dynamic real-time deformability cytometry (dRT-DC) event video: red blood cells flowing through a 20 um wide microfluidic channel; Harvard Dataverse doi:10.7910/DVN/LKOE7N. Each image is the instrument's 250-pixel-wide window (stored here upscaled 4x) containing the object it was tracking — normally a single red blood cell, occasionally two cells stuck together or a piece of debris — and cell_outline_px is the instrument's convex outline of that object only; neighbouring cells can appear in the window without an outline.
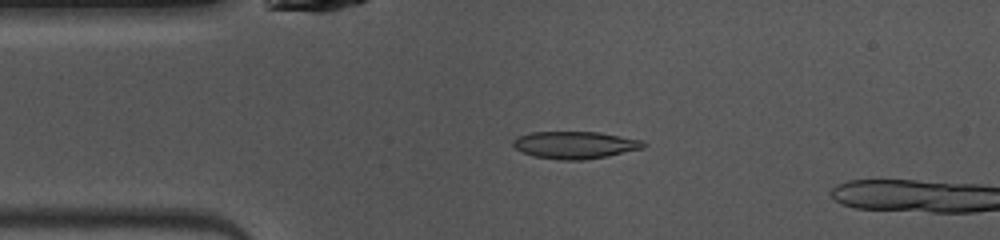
{"species": "common noctule bat (a hibernating species)", "species_latin": "Nyctalus noctula", "temperature_condition": "warm", "stored_images_in_passage": 42, "camera_frame_rate_fps": 3000, "um_per_image_px": 0.085, "animal": {"sex": "female", "body_mass_g": 10.0, "forearm_length_mm": 53.1}, "frame": {"image": 1, "passage_image": 9, "time_ms": 2.667, "image_size_px": [1000, 240], "cell_outline_px": [[644, 148], [608, 156], [584, 160], [560, 160], [532, 156], [516, 148], [512, 144], [512, 140], [516, 136], [532, 132], [600, 132], [644, 140]], "centroid_in_image_um": [48.87, 12.32], "position_along_channel_um": 36.1, "area_um2": 20.87}}
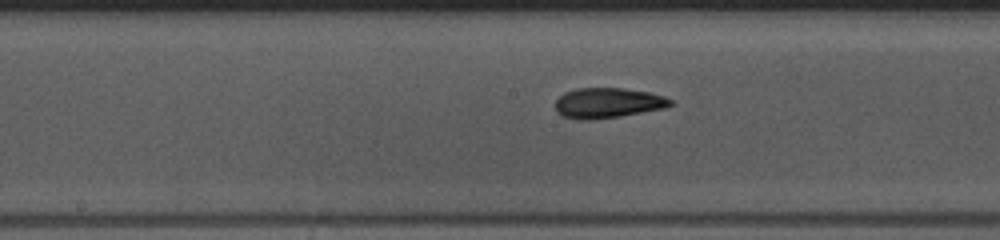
{"frame": {"image": 2, "passage_image": 22, "time_ms": 7.0, "image_size_px": [1000, 240], "cell_outline_px": [[672, 104], [664, 108], [620, 116], [588, 120], [580, 120], [564, 116], [556, 112], [556, 100], [564, 92], [576, 88], [624, 88], [648, 92], [664, 96], [672, 100]], "centroid_in_image_um": [51.64, 8.74], "position_along_channel_um": 196.6, "area_um2": 20.17}}
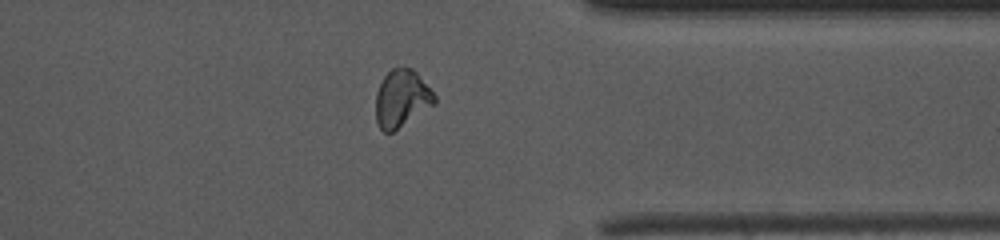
{"frame": {"image": 3, "passage_image": 36, "time_ms": 11.667, "image_size_px": [1000, 240], "cell_outline_px": [[436, 104], [392, 132], [384, 132], [380, 128], [376, 120], [376, 92], [384, 76], [392, 68], [404, 64], [412, 68], [416, 72], [436, 96]], "centroid_in_image_um": [34.15, 8.34], "position_along_channel_um": 377.3, "area_um2": 19.77}, "authors_computed_cell_mechanics": {"area_um2": 20.1144, "velocity_mm_per_s": 4.0743, "shape_relaxation_time_tau1_ms": 8.8155, "shape_relaxation_time_tau2_ms": 1.4938, "deformation_change_tau1": 0.2075, "deformation_change_tau2": 0.0671}}